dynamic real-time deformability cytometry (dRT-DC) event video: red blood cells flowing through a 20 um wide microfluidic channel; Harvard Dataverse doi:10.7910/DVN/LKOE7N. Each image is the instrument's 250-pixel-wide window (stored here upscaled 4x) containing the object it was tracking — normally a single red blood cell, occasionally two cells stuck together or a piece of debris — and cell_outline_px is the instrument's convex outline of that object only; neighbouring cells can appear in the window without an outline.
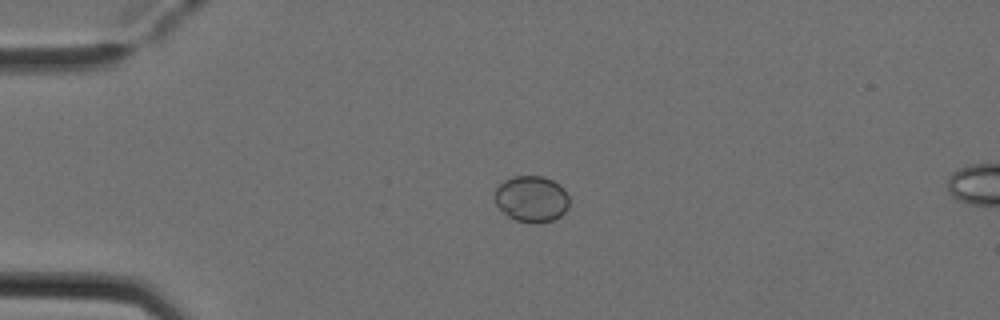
{"species": "Egyptian fruit bat (a non-hibernating species)", "species_latin": "Rousettus aegyptiacus", "temperature_condition": "cold", "stored_images_in_passage": 2, "camera_frame_rate_fps": 3000, "um_per_image_px": 0.085, "animal": {"sex": "female"}, "frame": {"image": 1, "passage_image": 1, "time_ms": 0.0, "image_size_px": [1000, 320], "cell_outline_px": [[568, 208], [560, 216], [552, 220], [536, 224], [532, 224], [516, 220], [508, 216], [496, 204], [496, 188], [504, 180], [512, 176], [544, 176], [560, 184], [564, 188], [568, 196]], "centroid_in_image_um": [45.2, 16.9], "position_along_channel_um": 39.8, "area_um2": 20.11}}